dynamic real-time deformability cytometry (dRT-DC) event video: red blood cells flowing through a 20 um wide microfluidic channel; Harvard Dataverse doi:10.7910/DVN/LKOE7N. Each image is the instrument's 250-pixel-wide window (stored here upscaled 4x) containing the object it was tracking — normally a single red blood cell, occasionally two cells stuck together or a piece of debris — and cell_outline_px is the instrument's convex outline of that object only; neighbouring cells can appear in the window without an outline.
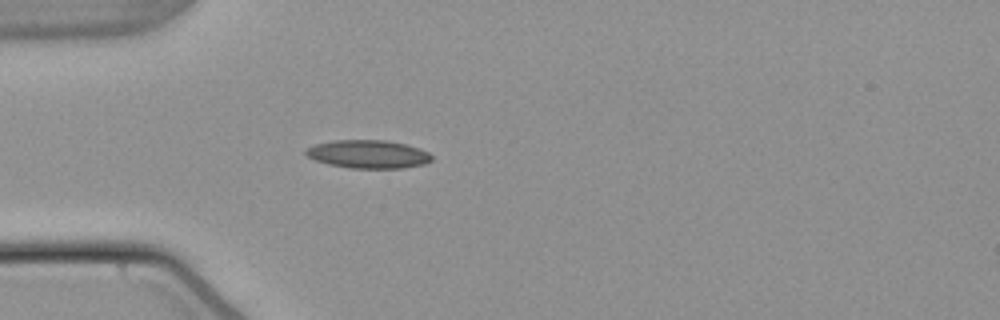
{"species": "common noctule bat (a hibernating species)", "species_latin": "Nyctalus noctula", "temperature_condition": "warm", "stored_images_in_passage": 39, "camera_frame_rate_fps": 3000, "um_per_image_px": 0.085, "animal": {"sex": "male", "body_mass_g": 21.5, "forearm_length_mm": 52.0}, "frame": {"image": 1, "passage_image": 1, "time_ms": 0.0, "image_size_px": [1000, 320], "cell_outline_px": [[432, 160], [424, 164], [404, 168], [352, 168], [328, 164], [316, 160], [308, 156], [304, 152], [304, 148], [316, 144], [332, 140], [388, 140], [420, 148], [428, 152], [432, 156]], "centroid_in_image_um": [31.29, 13.1], "position_along_channel_um": 53.7, "area_um2": 20.75}}
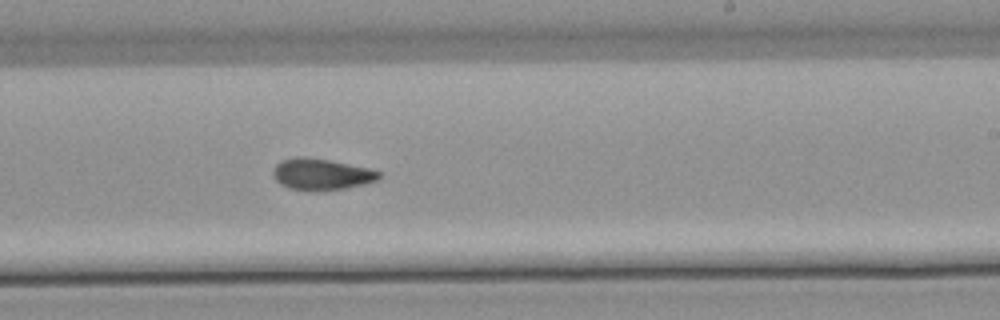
{"frame": {"image": 2, "passage_image": 18, "time_ms": 5.667, "image_size_px": [1000, 320], "cell_outline_px": [[380, 176], [376, 180], [344, 188], [292, 188], [280, 184], [272, 176], [272, 168], [280, 160], [296, 156], [304, 156], [332, 160], [372, 168], [380, 172]], "centroid_in_image_um": [27.28, 14.73], "position_along_channel_um": 261.7, "area_um2": 18.9}}
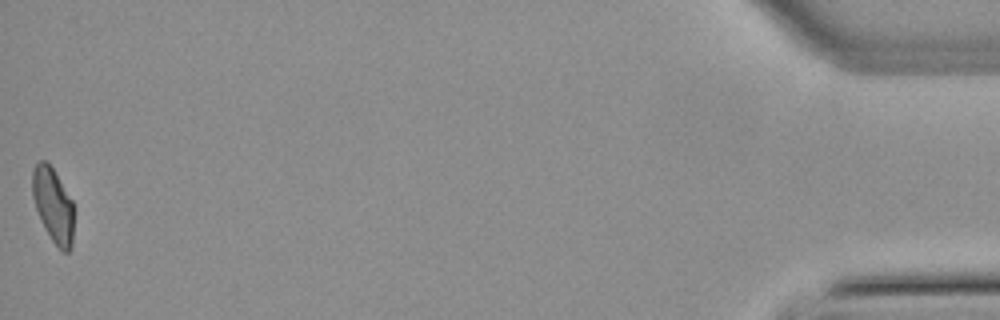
{"frame": {"image": 3, "passage_image": 39, "time_ms": 12.667, "image_size_px": [1000, 320], "cell_outline_px": [[72, 248], [68, 252], [64, 252], [52, 240], [44, 228], [36, 208], [32, 196], [32, 172], [36, 164], [40, 160], [44, 160], [52, 168], [72, 200]], "centroid_in_image_um": [4.49, 17.44], "position_along_channel_um": 430.7, "area_um2": 17.57}, "authors_computed_cell_mechanics": {"area_um2": 18.9006, "velocity_mm_per_s": 3.823, "shape_relaxation_time_tau1_ms": null, "shape_relaxation_time_tau2_ms": 3.2966, "deformation_change_tau1": null, "deformation_change_tau2": 0.0909}}